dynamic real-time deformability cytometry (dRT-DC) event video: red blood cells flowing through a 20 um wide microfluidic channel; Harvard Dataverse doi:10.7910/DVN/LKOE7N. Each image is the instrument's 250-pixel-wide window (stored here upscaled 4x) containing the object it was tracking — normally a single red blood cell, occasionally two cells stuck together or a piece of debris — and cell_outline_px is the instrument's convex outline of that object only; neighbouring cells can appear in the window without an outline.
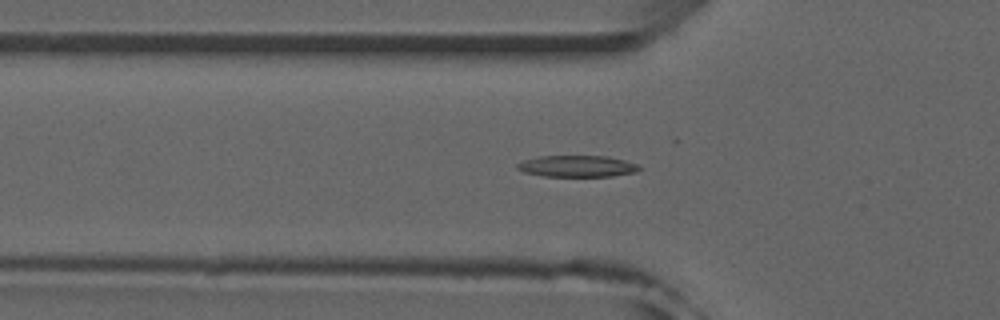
{"species": "common noctule bat (a hibernating species)", "species_latin": "Nyctalus noctula", "temperature_condition": "room temperature", "stored_images_in_passage": 51, "camera_frame_rate_fps": 3000, "um_per_image_px": 0.085, "animal": {"sex": "male", "forearm_length_mm": 52.5}, "frame": {"image": 1, "passage_image": 17, "time_ms": 5.333, "image_size_px": [1000, 320], "cell_outline_px": [[636, 168], [624, 172], [600, 176], [556, 176], [532, 172], [524, 168], [560, 156], [588, 156], [616, 160]], "centroid_in_image_um": [49.27, 14.16], "position_along_channel_um": 76.5, "area_um2": 11.5}}
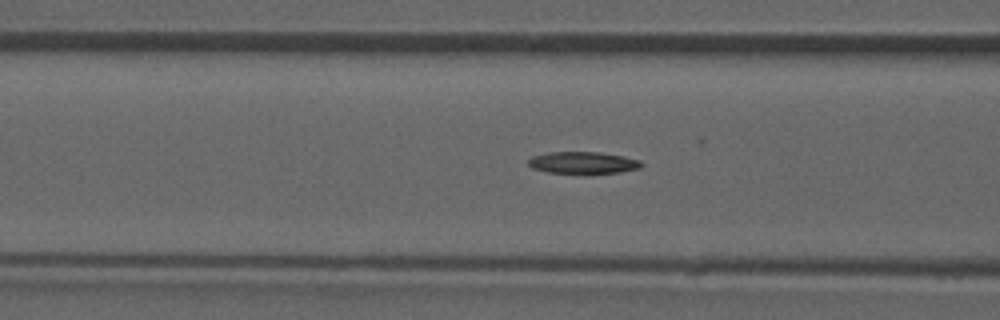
{"frame": {"image": 2, "passage_image": 20, "time_ms": 6.333, "image_size_px": [1000, 320], "cell_outline_px": [[640, 164], [632, 168], [608, 172], [556, 172], [540, 168], [532, 164], [532, 160], [544, 156], [564, 152], [584, 152], [616, 156], [632, 160]], "centroid_in_image_um": [49.57, 13.83], "position_along_channel_um": 117.0, "area_um2": 11.79}}
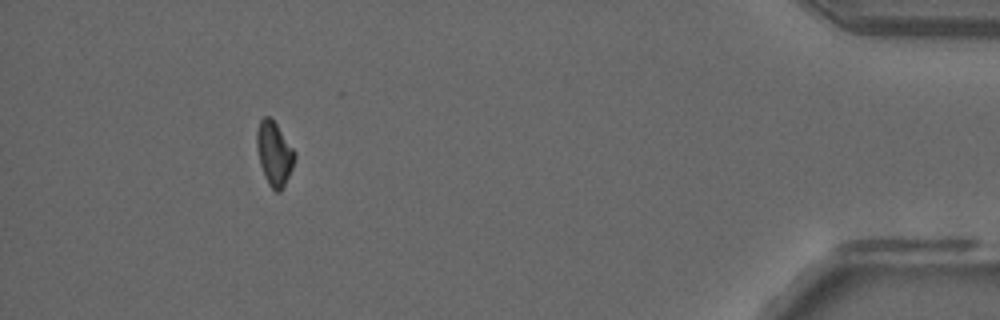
{"frame": {"image": 3, "passage_image": 47, "time_ms": 15.333, "image_size_px": [1000, 320], "cell_outline_px": [[292, 164], [280, 188], [276, 188], [268, 180], [260, 156], [260, 124], [268, 116], [272, 120], [292, 152]], "centroid_in_image_um": [23.32, 13.02], "position_along_channel_um": 411.9, "area_um2": 11.04}}